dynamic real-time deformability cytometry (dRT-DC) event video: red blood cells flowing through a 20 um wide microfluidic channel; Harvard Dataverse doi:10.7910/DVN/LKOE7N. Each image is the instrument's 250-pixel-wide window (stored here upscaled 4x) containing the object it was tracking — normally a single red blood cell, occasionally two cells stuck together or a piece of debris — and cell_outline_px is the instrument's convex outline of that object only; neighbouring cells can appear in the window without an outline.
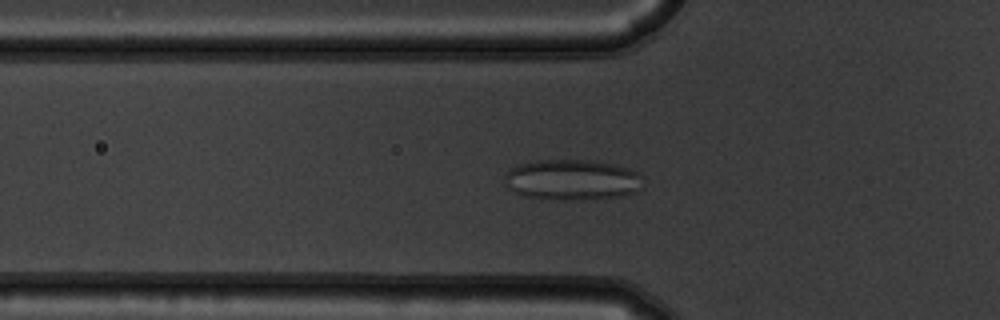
{"species": "common noctule bat (a hibernating species)", "species_latin": "Nyctalus noctula", "temperature_condition": "warm", "stored_images_in_passage": 39, "camera_frame_rate_fps": 3000, "um_per_image_px": 0.085, "animal": {"sex": "male", "body_mass_g": 19.5, "forearm_length_mm": 54.6}, "frame": {"image": 1, "passage_image": 4, "time_ms": 1.0, "image_size_px": [1000, 320], "cell_outline_px": [[644, 188], [636, 192], [624, 196], [568, 200], [548, 200], [524, 196], [512, 192], [508, 188], [504, 180], [504, 176], [512, 168], [520, 164], [540, 160], [592, 160], [612, 164], [628, 168], [636, 172], [640, 176]], "centroid_in_image_um": [48.63, 15.3], "position_along_channel_um": 77.2, "area_um2": 33.0}}
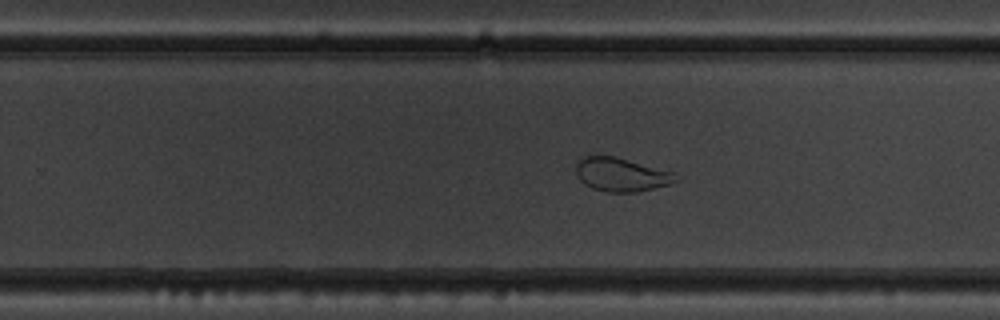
{"frame": {"image": 2, "passage_image": 20, "time_ms": 6.333, "image_size_px": [1000, 320], "cell_outline_px": [[680, 180], [672, 184], [636, 192], [604, 192], [592, 188], [584, 184], [576, 176], [576, 160], [584, 156], [616, 156], [676, 172]], "centroid_in_image_um": [52.84, 14.84], "position_along_channel_um": 277.0, "area_um2": 20.06}}
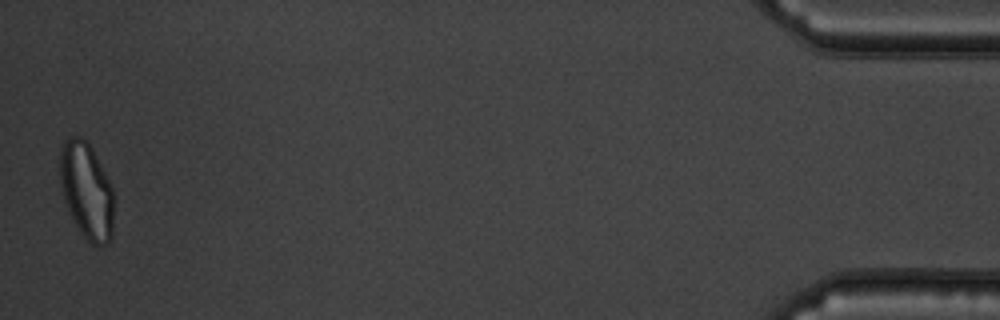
{"frame": {"image": 3, "passage_image": 39, "time_ms": 12.667, "image_size_px": [1000, 320], "cell_outline_px": [[112, 236], [108, 244], [92, 244], [84, 236], [68, 212], [64, 200], [60, 184], [60, 152], [68, 136], [80, 136], [92, 148], [112, 188]], "centroid_in_image_um": [7.33, 16.2], "position_along_channel_um": 427.9, "area_um2": 29.71}, "authors_computed_cell_mechanics": {"area_um2": 26.5302, "velocity_mm_per_s": 3.7366, "shape_relaxation_time_tau1_ms": null, "shape_relaxation_time_tau2_ms": 1.1433, "deformation_change_tau1": null, "deformation_change_tau2": 0.0783}}